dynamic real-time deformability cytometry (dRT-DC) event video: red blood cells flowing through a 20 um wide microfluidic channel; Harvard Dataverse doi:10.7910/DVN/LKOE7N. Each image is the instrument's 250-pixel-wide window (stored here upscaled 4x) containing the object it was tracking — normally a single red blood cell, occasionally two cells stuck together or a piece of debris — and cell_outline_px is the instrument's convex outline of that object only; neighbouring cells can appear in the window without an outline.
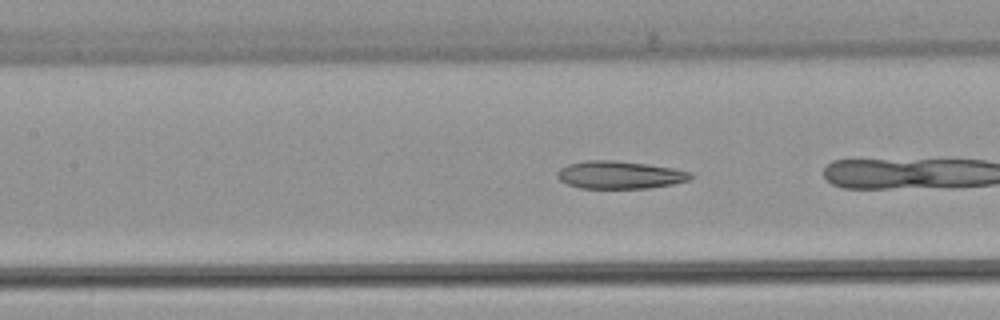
{"species": "common noctule bat (a hibernating species)", "species_latin": "Nyctalus noctula", "temperature_condition": "warm", "stored_images_in_passage": 10, "camera_frame_rate_fps": 3000, "um_per_image_px": 0.085, "animal": {"sex": "female", "body_mass_g": 22.7, "forearm_length_mm": 54.2}, "frame": {"image": 1, "passage_image": 6, "time_ms": 1.667, "image_size_px": [1000, 320], "cell_outline_px": [[696, 176], [688, 180], [672, 184], [648, 188], [580, 188], [568, 184], [560, 180], [556, 176], [556, 172], [560, 168], [568, 164], [584, 160], [612, 160], [648, 164], [672, 168], [692, 172]], "centroid_in_image_um": [52.67, 14.86], "position_along_channel_um": 154.7, "area_um2": 21.62}}